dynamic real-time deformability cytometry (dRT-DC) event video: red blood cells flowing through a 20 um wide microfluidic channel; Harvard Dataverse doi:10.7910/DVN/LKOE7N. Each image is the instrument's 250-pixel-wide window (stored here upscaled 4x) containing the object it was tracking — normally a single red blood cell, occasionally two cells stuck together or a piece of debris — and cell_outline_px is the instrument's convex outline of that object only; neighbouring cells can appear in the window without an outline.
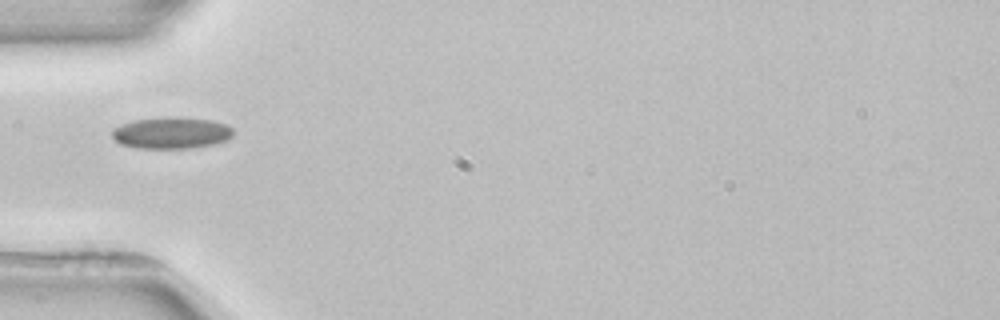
{"species": "common noctule bat (a hibernating species)", "species_latin": "Nyctalus noctula", "temperature_condition": "room temperature", "stored_images_in_passage": 4, "camera_frame_rate_fps": 3000, "um_per_image_px": 0.085, "animal": {"sex": "female", "body_mass_g": 22.7, "forearm_length_mm": 54.2}, "frame": {"image": 1, "passage_image": 4, "time_ms": 4.0, "image_size_px": [1000, 320], "cell_outline_px": [[232, 136], [228, 140], [212, 144], [188, 148], [136, 148], [120, 144], [112, 136], [112, 128], [120, 124], [136, 120], [168, 116], [172, 116], [212, 120], [228, 124], [232, 128]], "centroid_in_image_um": [14.56, 11.28], "position_along_channel_um": 70.4, "area_um2": 22.43}}